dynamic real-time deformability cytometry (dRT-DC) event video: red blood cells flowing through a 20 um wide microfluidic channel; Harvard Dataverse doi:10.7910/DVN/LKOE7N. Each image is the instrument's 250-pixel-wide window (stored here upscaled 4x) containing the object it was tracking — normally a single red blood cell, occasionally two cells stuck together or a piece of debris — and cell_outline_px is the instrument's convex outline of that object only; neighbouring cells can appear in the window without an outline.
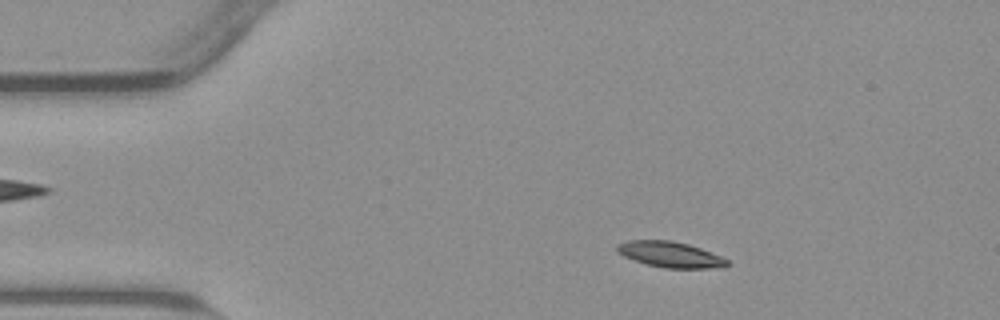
{"species": "common noctule bat (a hibernating species)", "species_latin": "Nyctalus noctula", "temperature_condition": "warm", "stored_images_in_passage": 53, "camera_frame_rate_fps": 3000, "um_per_image_px": 0.085, "animal": {"sex": "male", "body_mass_g": 23.1, "forearm_length_mm": 52.7}, "frame": {"image": 1, "passage_image": 8, "time_ms": 2.333, "image_size_px": [1000, 320], "cell_outline_px": [[732, 264], [724, 268], [664, 268], [648, 264], [624, 256], [616, 252], [616, 244], [628, 240], [672, 240], [688, 244], [700, 248], [720, 256], [728, 260]], "centroid_in_image_um": [56.99, 21.63], "position_along_channel_um": 28.0, "area_um2": 16.59}}
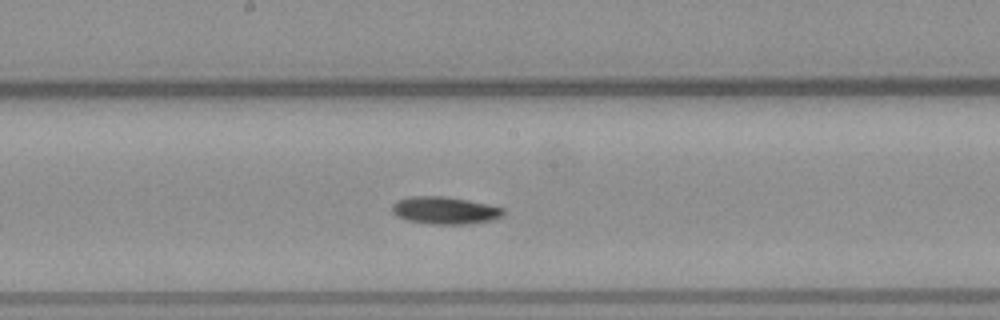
{"frame": {"image": 2, "passage_image": 27, "time_ms": 8.667, "image_size_px": [1000, 320], "cell_outline_px": [[504, 212], [500, 216], [488, 220], [468, 224], [432, 224], [404, 220], [396, 216], [392, 212], [392, 204], [396, 200], [408, 196], [444, 196], [468, 200], [488, 204], [504, 208]], "centroid_in_image_um": [37.73, 17.87], "position_along_channel_um": 210.5, "area_um2": 17.8}}
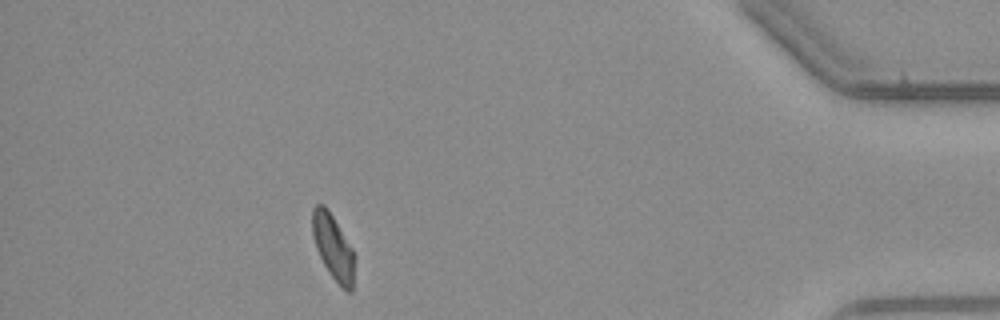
{"frame": {"image": 3, "passage_image": 47, "time_ms": 15.333, "image_size_px": [1000, 320], "cell_outline_px": [[356, 256], [352, 292], [348, 292], [332, 276], [324, 264], [316, 248], [312, 232], [312, 208], [316, 204], [324, 204], [328, 208], [352, 248]], "centroid_in_image_um": [28.33, 20.97], "position_along_channel_um": 406.9, "area_um2": 16.01}, "authors_computed_cell_mechanics": {"area_um2": 16.8776, "velocity_mm_per_s": 3.7984, "shape_relaxation_time_tau1_ms": 5.8184, "shape_relaxation_time_tau2_ms": null, "deformation_change_tau1": 0.174, "deformation_change_tau2": null}}